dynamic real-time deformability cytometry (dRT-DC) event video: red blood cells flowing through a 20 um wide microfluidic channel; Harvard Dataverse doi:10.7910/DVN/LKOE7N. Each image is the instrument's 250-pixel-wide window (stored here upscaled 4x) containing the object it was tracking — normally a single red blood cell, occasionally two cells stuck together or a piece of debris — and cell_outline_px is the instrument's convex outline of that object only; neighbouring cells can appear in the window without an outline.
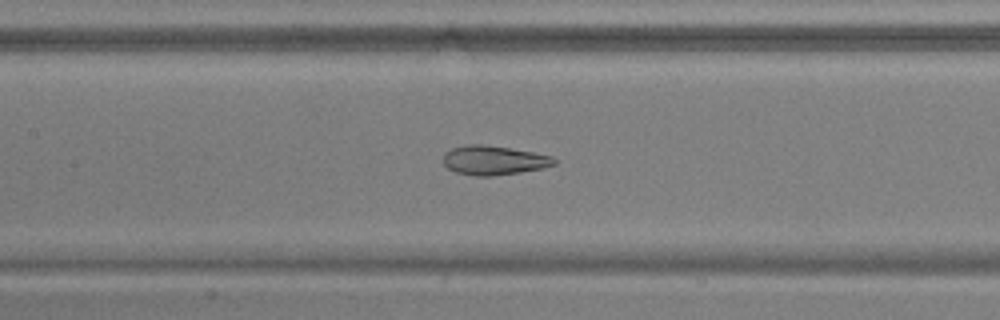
{"species": "common noctule bat (a hibernating species)", "species_latin": "Nyctalus noctula", "temperature_condition": "warm", "stored_images_in_passage": 55, "camera_frame_rate_fps": 3000, "um_per_image_px": 0.085, "animal": {"sex": "male", "body_mass_g": 17.9, "forearm_length_mm": 54.2}, "frame": {"image": 1, "passage_image": 26, "time_ms": 8.333, "image_size_px": [1000, 320], "cell_outline_px": [[556, 164], [544, 168], [520, 172], [492, 176], [476, 176], [456, 172], [448, 168], [444, 164], [444, 152], [452, 148], [468, 144], [484, 144], [532, 152], [552, 156], [556, 160]], "centroid_in_image_um": [41.97, 13.62], "position_along_channel_um": 165.4, "area_um2": 18.84}}
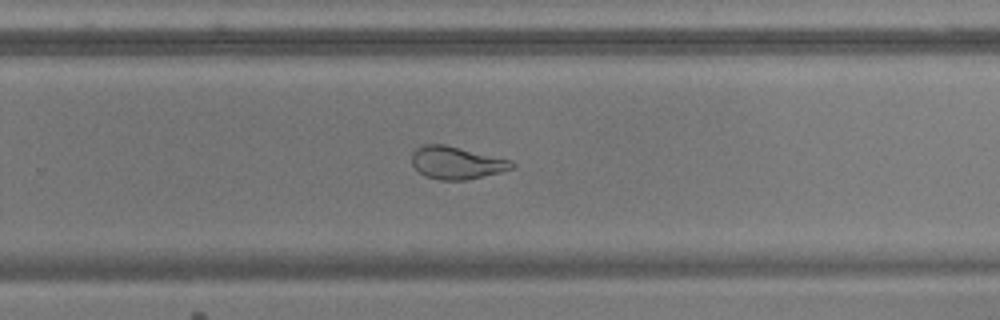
{"frame": {"image": 2, "passage_image": 36, "time_ms": 11.667, "image_size_px": [1000, 320], "cell_outline_px": [[516, 164], [512, 168], [500, 172], [468, 180], [440, 180], [424, 176], [412, 164], [412, 152], [416, 148], [424, 144], [444, 144], [512, 160]], "centroid_in_image_um": [38.8, 13.83], "position_along_channel_um": 291.0, "area_um2": 19.02}}
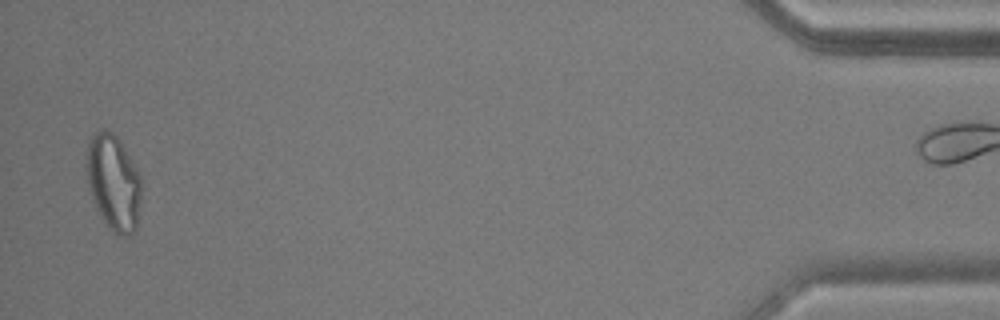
{"frame": {"image": 3, "passage_image": 53, "time_ms": 17.333, "image_size_px": [1000, 320], "cell_outline_px": [[140, 200], [136, 232], [128, 236], [116, 236], [112, 232], [100, 216], [92, 200], [88, 188], [84, 164], [88, 140], [100, 128], [108, 128], [120, 140], [136, 168], [140, 176]], "centroid_in_image_um": [9.6, 15.51], "position_along_channel_um": 425.6, "area_um2": 31.33}}